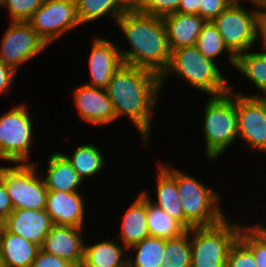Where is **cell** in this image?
I'll use <instances>...</instances> for the list:
<instances>
[{
	"label": "cell",
	"mask_w": 266,
	"mask_h": 267,
	"mask_svg": "<svg viewBox=\"0 0 266 267\" xmlns=\"http://www.w3.org/2000/svg\"><path fill=\"white\" fill-rule=\"evenodd\" d=\"M106 91L116 120L126 116L143 141L142 147L147 149L161 95L160 77L147 69L123 64L112 76Z\"/></svg>",
	"instance_id": "6da1fadb"
},
{
	"label": "cell",
	"mask_w": 266,
	"mask_h": 267,
	"mask_svg": "<svg viewBox=\"0 0 266 267\" xmlns=\"http://www.w3.org/2000/svg\"><path fill=\"white\" fill-rule=\"evenodd\" d=\"M129 49L119 46L123 64L147 69L159 77L167 69L171 51L162 17L141 13L133 4L117 19Z\"/></svg>",
	"instance_id": "7a4b0ae2"
},
{
	"label": "cell",
	"mask_w": 266,
	"mask_h": 267,
	"mask_svg": "<svg viewBox=\"0 0 266 267\" xmlns=\"http://www.w3.org/2000/svg\"><path fill=\"white\" fill-rule=\"evenodd\" d=\"M220 64L203 56L195 46L171 51L167 69L160 76L161 91L172 76L182 78L188 86L208 96H220L230 91L229 79ZM168 79V80H167Z\"/></svg>",
	"instance_id": "3957f363"
},
{
	"label": "cell",
	"mask_w": 266,
	"mask_h": 267,
	"mask_svg": "<svg viewBox=\"0 0 266 267\" xmlns=\"http://www.w3.org/2000/svg\"><path fill=\"white\" fill-rule=\"evenodd\" d=\"M202 117L204 152L209 162L216 161L238 141L236 93L209 96Z\"/></svg>",
	"instance_id": "277c9868"
},
{
	"label": "cell",
	"mask_w": 266,
	"mask_h": 267,
	"mask_svg": "<svg viewBox=\"0 0 266 267\" xmlns=\"http://www.w3.org/2000/svg\"><path fill=\"white\" fill-rule=\"evenodd\" d=\"M206 183L176 167L179 200L185 218L194 227L212 226L229 216L221 206L222 194Z\"/></svg>",
	"instance_id": "5b68a950"
},
{
	"label": "cell",
	"mask_w": 266,
	"mask_h": 267,
	"mask_svg": "<svg viewBox=\"0 0 266 267\" xmlns=\"http://www.w3.org/2000/svg\"><path fill=\"white\" fill-rule=\"evenodd\" d=\"M242 226L227 216L215 225L190 229V267H226L228 251Z\"/></svg>",
	"instance_id": "8992f818"
},
{
	"label": "cell",
	"mask_w": 266,
	"mask_h": 267,
	"mask_svg": "<svg viewBox=\"0 0 266 267\" xmlns=\"http://www.w3.org/2000/svg\"><path fill=\"white\" fill-rule=\"evenodd\" d=\"M28 106L23 102L0 115V160L8 164L37 161L31 160V146H35L34 128L38 127H34L35 121Z\"/></svg>",
	"instance_id": "52a82bcc"
},
{
	"label": "cell",
	"mask_w": 266,
	"mask_h": 267,
	"mask_svg": "<svg viewBox=\"0 0 266 267\" xmlns=\"http://www.w3.org/2000/svg\"><path fill=\"white\" fill-rule=\"evenodd\" d=\"M39 163L41 162L0 166V180L6 187L13 210L46 208L48 190L44 175L38 171Z\"/></svg>",
	"instance_id": "ba28073f"
},
{
	"label": "cell",
	"mask_w": 266,
	"mask_h": 267,
	"mask_svg": "<svg viewBox=\"0 0 266 267\" xmlns=\"http://www.w3.org/2000/svg\"><path fill=\"white\" fill-rule=\"evenodd\" d=\"M242 3L233 1L212 21L235 57L257 46V7Z\"/></svg>",
	"instance_id": "9c48e42d"
},
{
	"label": "cell",
	"mask_w": 266,
	"mask_h": 267,
	"mask_svg": "<svg viewBox=\"0 0 266 267\" xmlns=\"http://www.w3.org/2000/svg\"><path fill=\"white\" fill-rule=\"evenodd\" d=\"M27 23L49 47L82 26L77 18L75 0H45Z\"/></svg>",
	"instance_id": "30bf717a"
},
{
	"label": "cell",
	"mask_w": 266,
	"mask_h": 267,
	"mask_svg": "<svg viewBox=\"0 0 266 267\" xmlns=\"http://www.w3.org/2000/svg\"><path fill=\"white\" fill-rule=\"evenodd\" d=\"M0 43V61L20 72L23 64L49 49L46 42L25 21H9Z\"/></svg>",
	"instance_id": "8fae6325"
},
{
	"label": "cell",
	"mask_w": 266,
	"mask_h": 267,
	"mask_svg": "<svg viewBox=\"0 0 266 267\" xmlns=\"http://www.w3.org/2000/svg\"><path fill=\"white\" fill-rule=\"evenodd\" d=\"M238 139L251 151L266 154V109L257 97L236 94Z\"/></svg>",
	"instance_id": "7c38bea8"
},
{
	"label": "cell",
	"mask_w": 266,
	"mask_h": 267,
	"mask_svg": "<svg viewBox=\"0 0 266 267\" xmlns=\"http://www.w3.org/2000/svg\"><path fill=\"white\" fill-rule=\"evenodd\" d=\"M73 90V105L81 121L102 128L116 121L113 104L106 89L83 83Z\"/></svg>",
	"instance_id": "4fadbf2b"
},
{
	"label": "cell",
	"mask_w": 266,
	"mask_h": 267,
	"mask_svg": "<svg viewBox=\"0 0 266 267\" xmlns=\"http://www.w3.org/2000/svg\"><path fill=\"white\" fill-rule=\"evenodd\" d=\"M115 42L103 36L93 37L89 46V81L86 85L106 89L112 76L123 65L119 45Z\"/></svg>",
	"instance_id": "5bb4252c"
},
{
	"label": "cell",
	"mask_w": 266,
	"mask_h": 267,
	"mask_svg": "<svg viewBox=\"0 0 266 267\" xmlns=\"http://www.w3.org/2000/svg\"><path fill=\"white\" fill-rule=\"evenodd\" d=\"M159 163V164H158ZM156 165V189L155 197L150 196V190L140 192L154 205L164 210L172 219L179 222L186 230L192 229L194 226L185 218L182 204L179 200V194L176 185V166L170 162L164 163L160 161ZM156 199V200H155Z\"/></svg>",
	"instance_id": "9a60e30c"
},
{
	"label": "cell",
	"mask_w": 266,
	"mask_h": 267,
	"mask_svg": "<svg viewBox=\"0 0 266 267\" xmlns=\"http://www.w3.org/2000/svg\"><path fill=\"white\" fill-rule=\"evenodd\" d=\"M84 228L53 225L40 247L46 253L81 267L84 259Z\"/></svg>",
	"instance_id": "2e32d148"
},
{
	"label": "cell",
	"mask_w": 266,
	"mask_h": 267,
	"mask_svg": "<svg viewBox=\"0 0 266 267\" xmlns=\"http://www.w3.org/2000/svg\"><path fill=\"white\" fill-rule=\"evenodd\" d=\"M85 201L83 192L48 191L45 210L53 225L85 228Z\"/></svg>",
	"instance_id": "e0dca14e"
},
{
	"label": "cell",
	"mask_w": 266,
	"mask_h": 267,
	"mask_svg": "<svg viewBox=\"0 0 266 267\" xmlns=\"http://www.w3.org/2000/svg\"><path fill=\"white\" fill-rule=\"evenodd\" d=\"M52 226L51 218L45 209L13 210L4 221V227L9 232L19 235L39 247H41Z\"/></svg>",
	"instance_id": "ac0fdd59"
},
{
	"label": "cell",
	"mask_w": 266,
	"mask_h": 267,
	"mask_svg": "<svg viewBox=\"0 0 266 267\" xmlns=\"http://www.w3.org/2000/svg\"><path fill=\"white\" fill-rule=\"evenodd\" d=\"M170 51L196 45L207 21L199 15L173 13L162 17Z\"/></svg>",
	"instance_id": "d6986e66"
},
{
	"label": "cell",
	"mask_w": 266,
	"mask_h": 267,
	"mask_svg": "<svg viewBox=\"0 0 266 267\" xmlns=\"http://www.w3.org/2000/svg\"><path fill=\"white\" fill-rule=\"evenodd\" d=\"M132 200L122 215L117 238L127 249L150 236L147 226V198L139 192Z\"/></svg>",
	"instance_id": "ffe728a7"
},
{
	"label": "cell",
	"mask_w": 266,
	"mask_h": 267,
	"mask_svg": "<svg viewBox=\"0 0 266 267\" xmlns=\"http://www.w3.org/2000/svg\"><path fill=\"white\" fill-rule=\"evenodd\" d=\"M45 168L43 179L48 191L81 192L84 181L61 151L48 156Z\"/></svg>",
	"instance_id": "44dd1931"
},
{
	"label": "cell",
	"mask_w": 266,
	"mask_h": 267,
	"mask_svg": "<svg viewBox=\"0 0 266 267\" xmlns=\"http://www.w3.org/2000/svg\"><path fill=\"white\" fill-rule=\"evenodd\" d=\"M98 243H84V259L81 267H127L128 249L115 239Z\"/></svg>",
	"instance_id": "7402d4cb"
},
{
	"label": "cell",
	"mask_w": 266,
	"mask_h": 267,
	"mask_svg": "<svg viewBox=\"0 0 266 267\" xmlns=\"http://www.w3.org/2000/svg\"><path fill=\"white\" fill-rule=\"evenodd\" d=\"M257 50V52H256ZM234 70L242 75L248 82L258 90V93L244 94L242 91L236 92L233 85H230V91L244 96L257 97L266 93V50L258 48L254 51L248 50L236 57ZM253 83V84H252ZM260 91V92H259Z\"/></svg>",
	"instance_id": "603a6c76"
},
{
	"label": "cell",
	"mask_w": 266,
	"mask_h": 267,
	"mask_svg": "<svg viewBox=\"0 0 266 267\" xmlns=\"http://www.w3.org/2000/svg\"><path fill=\"white\" fill-rule=\"evenodd\" d=\"M40 247L3 227L0 251L4 267H31Z\"/></svg>",
	"instance_id": "cb8c5ba5"
},
{
	"label": "cell",
	"mask_w": 266,
	"mask_h": 267,
	"mask_svg": "<svg viewBox=\"0 0 266 267\" xmlns=\"http://www.w3.org/2000/svg\"><path fill=\"white\" fill-rule=\"evenodd\" d=\"M77 18L81 25L109 16L117 19L133 4L132 0H75Z\"/></svg>",
	"instance_id": "d4e9b609"
},
{
	"label": "cell",
	"mask_w": 266,
	"mask_h": 267,
	"mask_svg": "<svg viewBox=\"0 0 266 267\" xmlns=\"http://www.w3.org/2000/svg\"><path fill=\"white\" fill-rule=\"evenodd\" d=\"M102 148L93 143H81L73 150L72 154L61 152L67 160L71 163L72 167L76 170L84 183L91 177H97L102 171L105 170V155L101 150ZM87 178V179H86Z\"/></svg>",
	"instance_id": "484cf974"
},
{
	"label": "cell",
	"mask_w": 266,
	"mask_h": 267,
	"mask_svg": "<svg viewBox=\"0 0 266 267\" xmlns=\"http://www.w3.org/2000/svg\"><path fill=\"white\" fill-rule=\"evenodd\" d=\"M165 239L146 237L128 249L127 267H159L164 253ZM132 253H129L131 252ZM134 256V257H133Z\"/></svg>",
	"instance_id": "4316f807"
},
{
	"label": "cell",
	"mask_w": 266,
	"mask_h": 267,
	"mask_svg": "<svg viewBox=\"0 0 266 267\" xmlns=\"http://www.w3.org/2000/svg\"><path fill=\"white\" fill-rule=\"evenodd\" d=\"M195 47L205 57L217 62H222L220 57L226 54L229 66L235 67L236 57L227 49L219 34L217 27L212 21H208L200 32ZM222 54V55H221ZM217 59V60H216Z\"/></svg>",
	"instance_id": "83f0119b"
},
{
	"label": "cell",
	"mask_w": 266,
	"mask_h": 267,
	"mask_svg": "<svg viewBox=\"0 0 266 267\" xmlns=\"http://www.w3.org/2000/svg\"><path fill=\"white\" fill-rule=\"evenodd\" d=\"M147 226L151 237L163 239L176 238L187 230L164 210L147 199Z\"/></svg>",
	"instance_id": "f1b7e54d"
},
{
	"label": "cell",
	"mask_w": 266,
	"mask_h": 267,
	"mask_svg": "<svg viewBox=\"0 0 266 267\" xmlns=\"http://www.w3.org/2000/svg\"><path fill=\"white\" fill-rule=\"evenodd\" d=\"M159 267H190L191 244L190 230L182 235L165 239L164 253Z\"/></svg>",
	"instance_id": "f546056e"
},
{
	"label": "cell",
	"mask_w": 266,
	"mask_h": 267,
	"mask_svg": "<svg viewBox=\"0 0 266 267\" xmlns=\"http://www.w3.org/2000/svg\"><path fill=\"white\" fill-rule=\"evenodd\" d=\"M45 2V0H1L0 7L5 8L9 21H25Z\"/></svg>",
	"instance_id": "4dcf8cb0"
},
{
	"label": "cell",
	"mask_w": 266,
	"mask_h": 267,
	"mask_svg": "<svg viewBox=\"0 0 266 267\" xmlns=\"http://www.w3.org/2000/svg\"><path fill=\"white\" fill-rule=\"evenodd\" d=\"M181 0H134L133 5L147 15L164 17L177 13Z\"/></svg>",
	"instance_id": "1f68e13d"
},
{
	"label": "cell",
	"mask_w": 266,
	"mask_h": 267,
	"mask_svg": "<svg viewBox=\"0 0 266 267\" xmlns=\"http://www.w3.org/2000/svg\"><path fill=\"white\" fill-rule=\"evenodd\" d=\"M226 267H258L252 251L239 239L231 245Z\"/></svg>",
	"instance_id": "d6a6232c"
},
{
	"label": "cell",
	"mask_w": 266,
	"mask_h": 267,
	"mask_svg": "<svg viewBox=\"0 0 266 267\" xmlns=\"http://www.w3.org/2000/svg\"><path fill=\"white\" fill-rule=\"evenodd\" d=\"M238 238L252 251L258 267H266V244L244 224Z\"/></svg>",
	"instance_id": "836d02e7"
},
{
	"label": "cell",
	"mask_w": 266,
	"mask_h": 267,
	"mask_svg": "<svg viewBox=\"0 0 266 267\" xmlns=\"http://www.w3.org/2000/svg\"><path fill=\"white\" fill-rule=\"evenodd\" d=\"M233 0H201L199 5V16L207 22L213 21L223 12Z\"/></svg>",
	"instance_id": "e575fe53"
},
{
	"label": "cell",
	"mask_w": 266,
	"mask_h": 267,
	"mask_svg": "<svg viewBox=\"0 0 266 267\" xmlns=\"http://www.w3.org/2000/svg\"><path fill=\"white\" fill-rule=\"evenodd\" d=\"M31 267H76L71 262L39 249Z\"/></svg>",
	"instance_id": "d590c367"
},
{
	"label": "cell",
	"mask_w": 266,
	"mask_h": 267,
	"mask_svg": "<svg viewBox=\"0 0 266 267\" xmlns=\"http://www.w3.org/2000/svg\"><path fill=\"white\" fill-rule=\"evenodd\" d=\"M18 73L0 61V97L12 91Z\"/></svg>",
	"instance_id": "8d00e7d4"
},
{
	"label": "cell",
	"mask_w": 266,
	"mask_h": 267,
	"mask_svg": "<svg viewBox=\"0 0 266 267\" xmlns=\"http://www.w3.org/2000/svg\"><path fill=\"white\" fill-rule=\"evenodd\" d=\"M258 42L261 43L258 49L266 50V4L257 7V44Z\"/></svg>",
	"instance_id": "74e56055"
},
{
	"label": "cell",
	"mask_w": 266,
	"mask_h": 267,
	"mask_svg": "<svg viewBox=\"0 0 266 267\" xmlns=\"http://www.w3.org/2000/svg\"><path fill=\"white\" fill-rule=\"evenodd\" d=\"M12 211L13 207L6 187L0 180V219L4 222Z\"/></svg>",
	"instance_id": "f35d334b"
},
{
	"label": "cell",
	"mask_w": 266,
	"mask_h": 267,
	"mask_svg": "<svg viewBox=\"0 0 266 267\" xmlns=\"http://www.w3.org/2000/svg\"><path fill=\"white\" fill-rule=\"evenodd\" d=\"M201 0H181L177 12L182 14L199 15V5Z\"/></svg>",
	"instance_id": "ab89813d"
},
{
	"label": "cell",
	"mask_w": 266,
	"mask_h": 267,
	"mask_svg": "<svg viewBox=\"0 0 266 267\" xmlns=\"http://www.w3.org/2000/svg\"><path fill=\"white\" fill-rule=\"evenodd\" d=\"M247 224L246 226L260 239L266 244V222L263 224L260 220L259 222H256L255 224L250 223V225Z\"/></svg>",
	"instance_id": "60d3db41"
},
{
	"label": "cell",
	"mask_w": 266,
	"mask_h": 267,
	"mask_svg": "<svg viewBox=\"0 0 266 267\" xmlns=\"http://www.w3.org/2000/svg\"><path fill=\"white\" fill-rule=\"evenodd\" d=\"M250 4L254 5L255 7H259L261 5H265L266 0H250Z\"/></svg>",
	"instance_id": "b9f144b4"
},
{
	"label": "cell",
	"mask_w": 266,
	"mask_h": 267,
	"mask_svg": "<svg viewBox=\"0 0 266 267\" xmlns=\"http://www.w3.org/2000/svg\"><path fill=\"white\" fill-rule=\"evenodd\" d=\"M257 98L261 101V103L264 105L266 109V93L260 94L259 96H257Z\"/></svg>",
	"instance_id": "7bdbcfd3"
},
{
	"label": "cell",
	"mask_w": 266,
	"mask_h": 267,
	"mask_svg": "<svg viewBox=\"0 0 266 267\" xmlns=\"http://www.w3.org/2000/svg\"><path fill=\"white\" fill-rule=\"evenodd\" d=\"M3 227H4V222L0 219V234L2 232Z\"/></svg>",
	"instance_id": "ee69618b"
},
{
	"label": "cell",
	"mask_w": 266,
	"mask_h": 267,
	"mask_svg": "<svg viewBox=\"0 0 266 267\" xmlns=\"http://www.w3.org/2000/svg\"><path fill=\"white\" fill-rule=\"evenodd\" d=\"M233 1H238V2H244L245 1L246 2L245 4H248V5L250 4V0H233Z\"/></svg>",
	"instance_id": "f6af8a7d"
},
{
	"label": "cell",
	"mask_w": 266,
	"mask_h": 267,
	"mask_svg": "<svg viewBox=\"0 0 266 267\" xmlns=\"http://www.w3.org/2000/svg\"><path fill=\"white\" fill-rule=\"evenodd\" d=\"M0 267H4V266H3V262H2L1 251H0Z\"/></svg>",
	"instance_id": "bcb514c9"
}]
</instances>
